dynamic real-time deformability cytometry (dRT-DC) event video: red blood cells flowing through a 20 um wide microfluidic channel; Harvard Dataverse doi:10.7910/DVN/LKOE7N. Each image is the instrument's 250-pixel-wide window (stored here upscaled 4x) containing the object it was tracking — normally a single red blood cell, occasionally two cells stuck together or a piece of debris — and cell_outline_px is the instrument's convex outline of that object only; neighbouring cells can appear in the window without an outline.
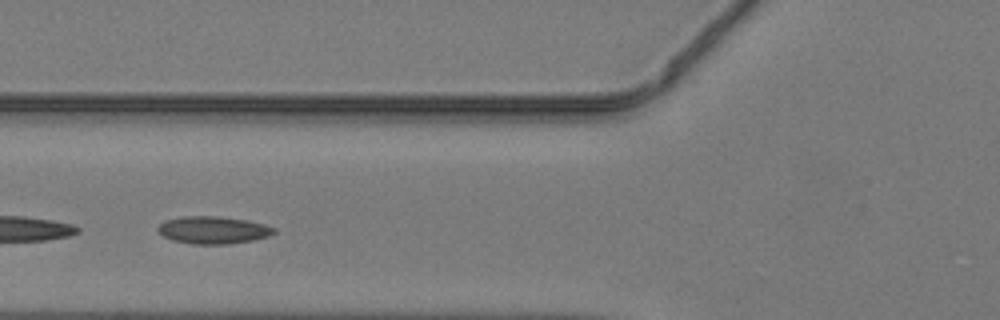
{"species": "common noctule bat (a hibernating species)", "species_latin": "Nyctalus noctula", "temperature_condition": "warm", "stored_images_in_passage": 35, "camera_frame_rate_fps": 3000, "um_per_image_px": 0.085, "animal": {"sex": "male", "body_mass_g": 19.2, "forearm_length_mm": 51.8}, "frame": {"image": 1, "passage_image": 6, "time_ms": 1.667, "image_size_px": [1000, 320], "cell_outline_px": [[276, 232], [272, 236], [252, 240], [228, 244], [192, 244], [172, 240], [160, 236], [156, 232], [156, 228], [164, 220], [180, 216], [220, 216], [244, 220], [264, 224], [276, 228]], "centroid_in_image_um": [18.07, 19.55], "position_along_channel_um": 107.7, "area_um2": 18.9}}
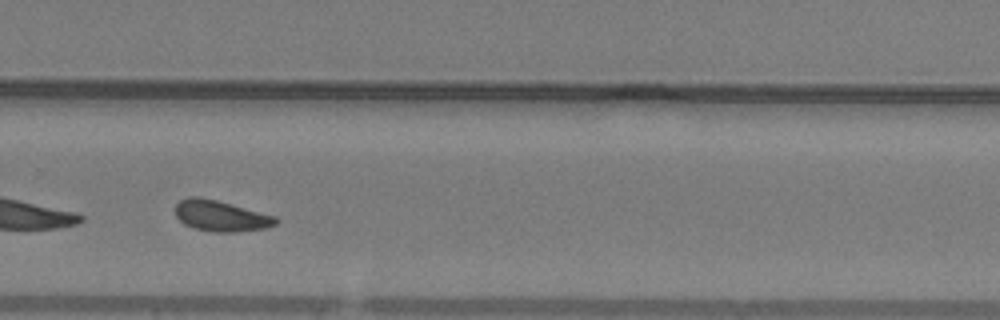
{"frame": {"image": 2, "passage_image": 20, "time_ms": 6.333, "image_size_px": [1000, 320], "cell_outline_px": [[280, 220], [276, 224], [268, 228], [236, 232], [216, 232], [196, 228], [184, 224], [176, 216], [176, 204], [180, 200], [188, 196], [196, 196], [216, 200], [276, 216]], "centroid_in_image_um": [18.8, 18.35], "position_along_channel_um": 311.0, "area_um2": 18.03}}
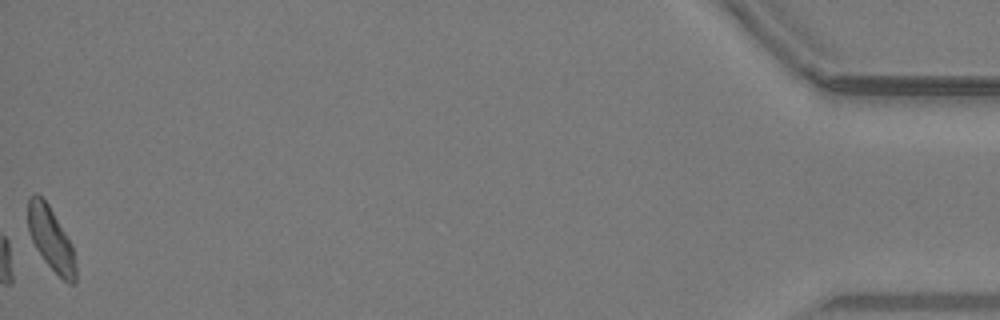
{"frame": {"image": 3, "passage_image": 35, "time_ms": 11.333, "image_size_px": [1000, 320], "cell_outline_px": [[76, 280], [72, 284], [68, 284], [44, 260], [36, 248], [28, 232], [28, 200], [36, 192], [48, 204], [72, 244], [76, 268]], "centroid_in_image_um": [4.33, 20.31], "position_along_channel_um": 430.9, "area_um2": 17.34}}